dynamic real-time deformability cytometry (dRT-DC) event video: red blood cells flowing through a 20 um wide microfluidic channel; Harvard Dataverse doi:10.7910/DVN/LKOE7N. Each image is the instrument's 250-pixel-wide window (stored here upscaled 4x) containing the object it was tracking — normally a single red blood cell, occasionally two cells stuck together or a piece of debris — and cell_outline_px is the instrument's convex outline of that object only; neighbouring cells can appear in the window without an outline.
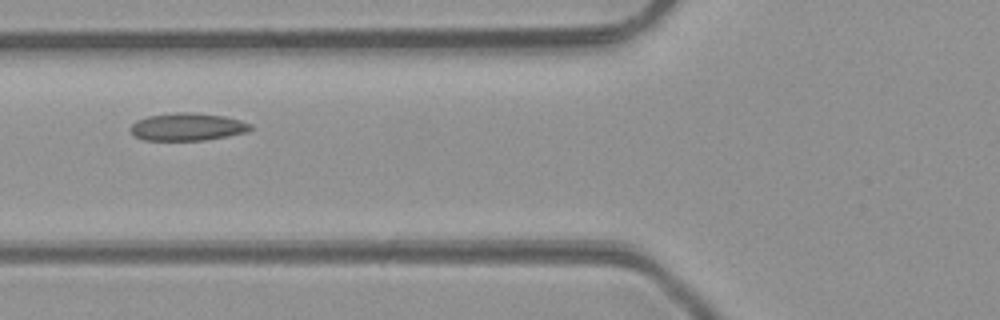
{"species": "common noctule bat (a hibernating species)", "species_latin": "Nyctalus noctula", "temperature_condition": "room temperature", "stored_images_in_passage": 5, "camera_frame_rate_fps": 3000, "um_per_image_px": 0.085, "animal": {"sex": "male", "body_mass_g": 23.1, "forearm_length_mm": 52.7}, "frame": {"image": 1, "passage_image": 5, "time_ms": 5.333, "image_size_px": [1000, 320], "cell_outline_px": [[252, 128], [248, 132], [228, 136], [204, 140], [144, 140], [136, 136], [128, 128], [136, 120], [148, 116], [172, 112], [192, 112], [224, 116], [240, 120], [252, 124]], "centroid_in_image_um": [15.94, 10.77], "position_along_channel_um": 109.9, "area_um2": 19.42}}